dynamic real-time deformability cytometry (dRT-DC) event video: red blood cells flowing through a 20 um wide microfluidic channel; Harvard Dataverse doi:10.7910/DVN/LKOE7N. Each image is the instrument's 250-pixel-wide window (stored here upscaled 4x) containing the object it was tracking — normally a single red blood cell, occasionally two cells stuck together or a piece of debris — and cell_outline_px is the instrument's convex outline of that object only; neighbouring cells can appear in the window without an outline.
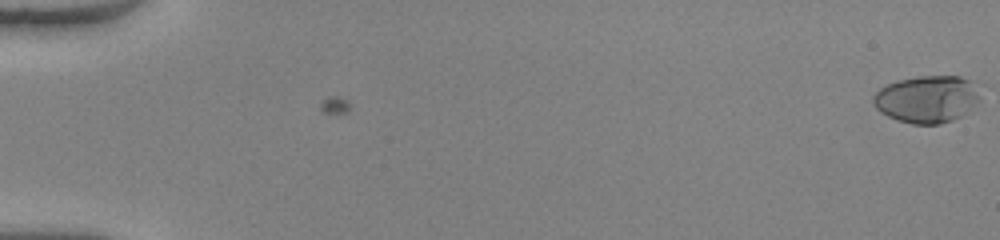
{"species": "human", "species_latin": "Homo sapiens", "temperature_condition": "warm", "stored_images_in_passage": 53, "camera_frame_rate_fps": 3000, "um_per_image_px": 0.085, "donor": {"sex": "female"}, "frame": {"image": 1, "passage_image": 1, "time_ms": 0.0, "image_size_px": [1000, 240], "cell_outline_px": [[980, 100], [972, 112], [952, 120], [940, 124], [912, 124], [896, 120], [880, 112], [872, 104], [872, 96], [880, 88], [896, 80], [920, 76], [960, 76], [976, 84], [980, 88]], "centroid_in_image_um": [78.83, 8.43], "position_along_channel_um": 6.2, "area_um2": 30.06}}
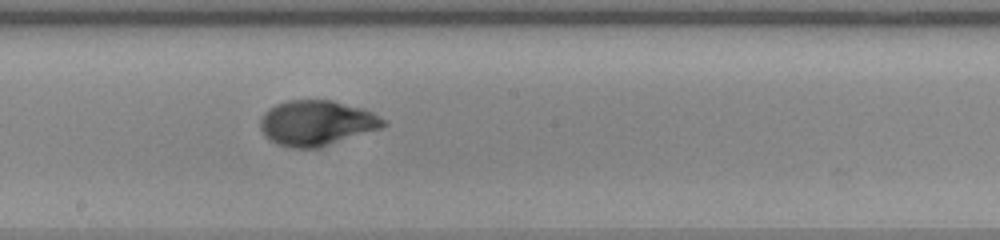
{"frame": {"image": 2, "passage_image": 31, "time_ms": 10.0, "image_size_px": [1000, 240], "cell_outline_px": [[388, 124], [380, 128], [316, 148], [288, 148], [276, 144], [268, 140], [264, 136], [260, 128], [260, 120], [264, 112], [268, 108], [276, 104], [288, 100], [332, 100], [364, 108], [388, 120]], "centroid_in_image_um": [26.88, 10.44], "position_along_channel_um": 221.3, "area_um2": 32.6}}
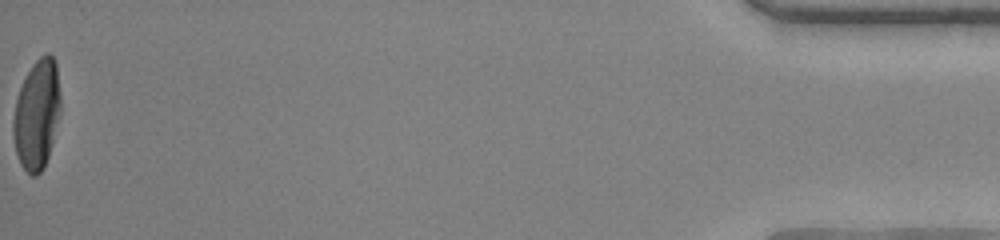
{"frame": {"image": 3, "passage_image": 53, "time_ms": 17.333, "image_size_px": [1000, 240], "cell_outline_px": [[60, 112], [52, 144], [44, 168], [36, 176], [32, 176], [20, 164], [16, 152], [12, 136], [12, 120], [16, 100], [20, 88], [32, 64], [40, 56], [48, 52], [52, 56], [56, 64], [60, 96]], "centroid_in_image_um": [3.12, 9.74], "position_along_channel_um": 432.1, "area_um2": 30.23}, "authors_computed_cell_mechanics": {"area_um2": 30.1716, "velocity_mm_per_s": 4.1051, "shape_relaxation_time_tau1_ms": 3.9165, "shape_relaxation_time_tau2_ms": null, "deformation_change_tau1": 0.2163, "deformation_change_tau2": null}}